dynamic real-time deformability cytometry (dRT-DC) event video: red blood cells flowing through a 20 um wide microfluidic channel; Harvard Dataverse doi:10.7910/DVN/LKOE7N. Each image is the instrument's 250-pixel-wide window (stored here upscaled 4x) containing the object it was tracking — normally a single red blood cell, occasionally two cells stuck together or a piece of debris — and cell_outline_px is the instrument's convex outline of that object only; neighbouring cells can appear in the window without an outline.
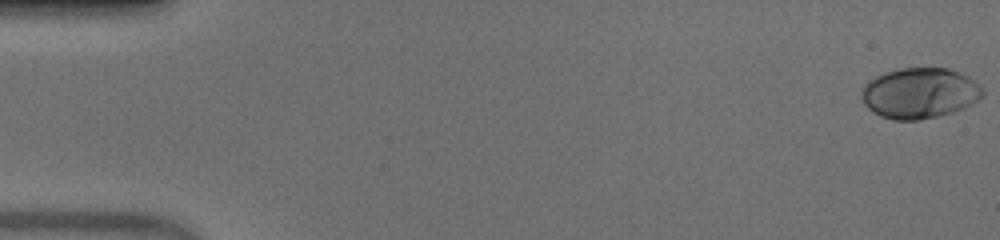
{"species": "human", "species_latin": "Homo sapiens", "temperature_condition": "warm", "stored_images_in_passage": 52, "camera_frame_rate_fps": 3000, "um_per_image_px": 0.085, "donor": {"sex": "male"}, "frame": {"image": 1, "passage_image": 1, "time_ms": 0.0, "image_size_px": [1000, 240], "cell_outline_px": [[984, 96], [972, 104], [964, 108], [952, 112], [920, 120], [896, 120], [880, 116], [872, 112], [864, 104], [860, 96], [864, 84], [876, 76], [884, 72], [900, 68], [948, 68], [968, 76], [984, 88]], "centroid_in_image_um": [78.17, 7.91], "position_along_channel_um": 6.8, "area_um2": 35.95}}
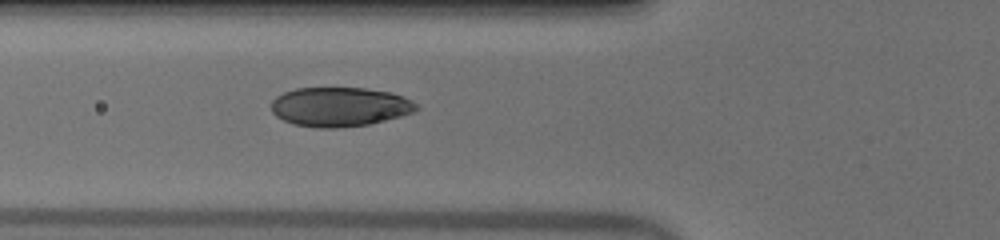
{"frame": {"image": 2, "passage_image": 20, "time_ms": 6.333, "image_size_px": [1000, 240], "cell_outline_px": [[420, 108], [412, 112], [400, 116], [368, 124], [336, 128], [316, 128], [292, 124], [276, 116], [272, 112], [272, 100], [276, 96], [284, 92], [296, 88], [364, 88], [392, 92], [404, 96], [412, 100]], "centroid_in_image_um": [28.87, 9.07], "position_along_channel_um": 96.9, "area_um2": 33.29}}
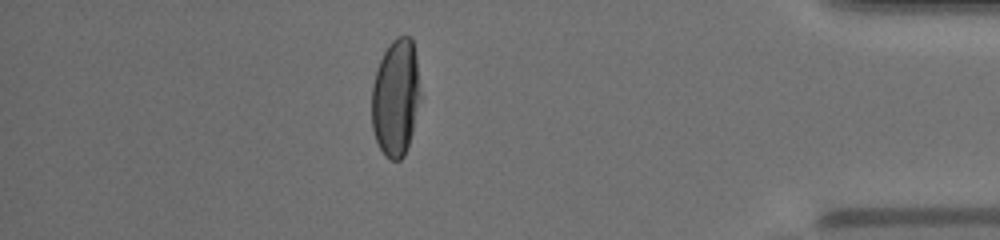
{"frame": {"image": 3, "passage_image": 46, "time_ms": 15.0, "image_size_px": [1000, 240], "cell_outline_px": [[420, 100], [412, 132], [404, 156], [400, 160], [388, 160], [384, 156], [376, 140], [372, 128], [372, 84], [376, 68], [388, 44], [396, 36], [412, 36], [416, 56], [420, 92]], "centroid_in_image_um": [33.63, 8.28], "position_along_channel_um": 401.6, "area_um2": 33.47}, "authors_computed_cell_mechanics": {"area_um2": 34.2176, "velocity_mm_per_s": 3.9616, "shape_relaxation_time_tau1_ms": 4.1617, "shape_relaxation_time_tau2_ms": null, "deformation_change_tau1": 0.2006, "deformation_change_tau2": null}}